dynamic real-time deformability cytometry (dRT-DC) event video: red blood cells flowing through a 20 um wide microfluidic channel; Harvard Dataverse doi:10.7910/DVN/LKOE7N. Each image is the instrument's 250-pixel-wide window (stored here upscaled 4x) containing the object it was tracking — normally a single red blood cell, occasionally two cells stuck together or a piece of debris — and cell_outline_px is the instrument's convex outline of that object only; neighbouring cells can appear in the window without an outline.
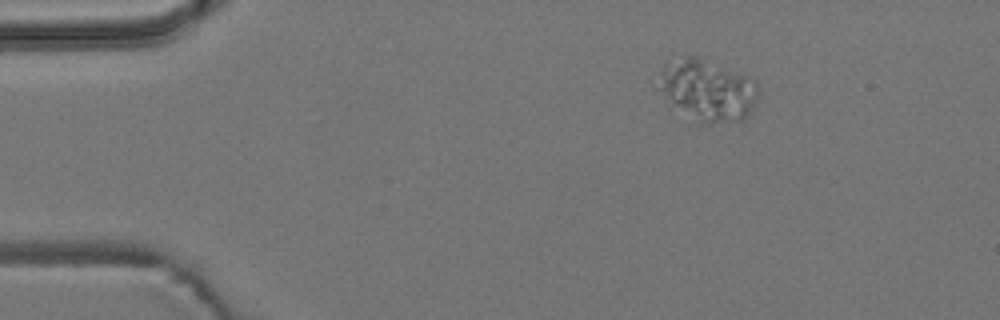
{"species": "common noctule bat (a hibernating species)", "species_latin": "Nyctalus noctula", "temperature_condition": "room temperature", "stored_images_in_passage": 5, "camera_frame_rate_fps": 3000, "um_per_image_px": 0.085, "animal": {"sex": "male", "body_mass_g": 19.2, "forearm_length_mm": 51.8}, "frame": {"image": 1, "passage_image": 2, "time_ms": 0.333, "image_size_px": [1000, 320], "cell_outline_px": [[760, 92], [752, 112], [744, 120], [708, 124], [696, 124], [672, 104], [656, 88], [660, 68], [664, 60], [668, 56], [696, 56], [748, 76], [756, 80]], "centroid_in_image_um": [60.09, 7.65], "position_along_channel_um": 24.9, "area_um2": 37.05}}
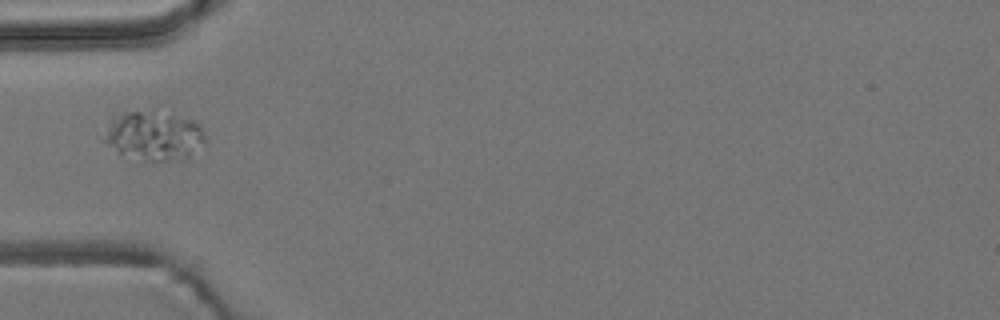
{"frame": {"image": 2, "passage_image": 5, "time_ms": 1.333, "image_size_px": [1000, 320], "cell_outline_px": [[208, 136], [204, 144], [184, 164], [144, 160], [116, 152], [100, 140], [112, 116], [124, 112], [160, 104], [200, 124]], "centroid_in_image_um": [13.15, 11.47], "position_along_channel_um": 71.9, "area_um2": 32.02}}